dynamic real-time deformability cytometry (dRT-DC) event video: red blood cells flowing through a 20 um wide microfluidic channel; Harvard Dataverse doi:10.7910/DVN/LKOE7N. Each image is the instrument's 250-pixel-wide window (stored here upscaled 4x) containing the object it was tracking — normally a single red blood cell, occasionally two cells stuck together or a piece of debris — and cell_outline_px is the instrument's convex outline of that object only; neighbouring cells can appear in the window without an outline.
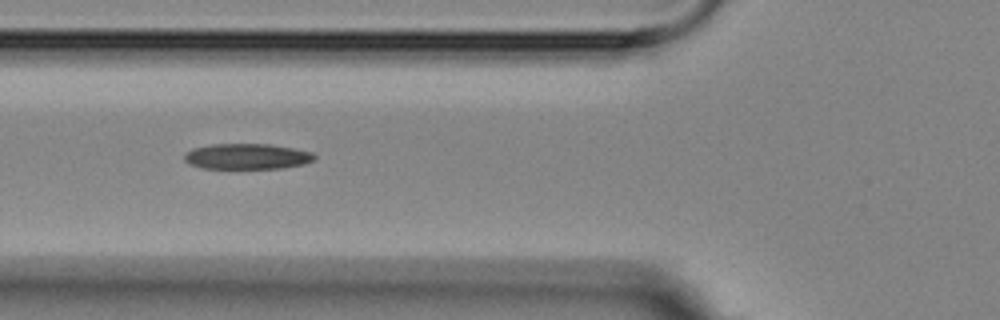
{"species": "Egyptian fruit bat (a non-hibernating species)", "species_latin": "Rousettus aegyptiacus", "temperature_condition": "room temperature", "stored_images_in_passage": 11, "camera_frame_rate_fps": 3000, "um_per_image_px": 0.085, "animal": {"sex": "female"}, "frame": {"image": 1, "passage_image": 2, "time_ms": 1.0, "image_size_px": [1000, 320], "cell_outline_px": [[316, 156], [312, 160], [304, 164], [280, 168], [204, 168], [192, 164], [184, 160], [184, 152], [192, 148], [212, 144], [268, 144], [292, 148], [312, 152]], "centroid_in_image_um": [20.97, 13.29], "position_along_channel_um": 104.8, "area_um2": 19.25}}
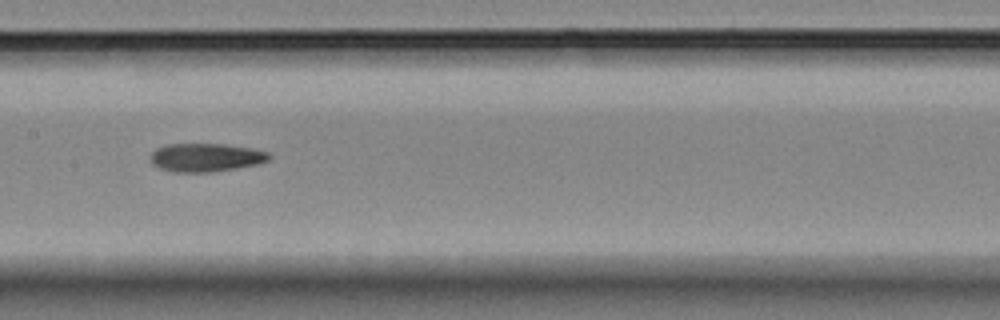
{"frame": {"image": 2, "passage_image": 4, "time_ms": 3.333, "image_size_px": [1000, 320], "cell_outline_px": [[272, 156], [268, 160], [260, 164], [212, 172], [172, 172], [160, 168], [152, 164], [148, 156], [156, 148], [168, 144], [224, 144], [248, 148], [268, 152]], "centroid_in_image_um": [17.46, 13.39], "position_along_channel_um": 189.9, "area_um2": 19.71}}
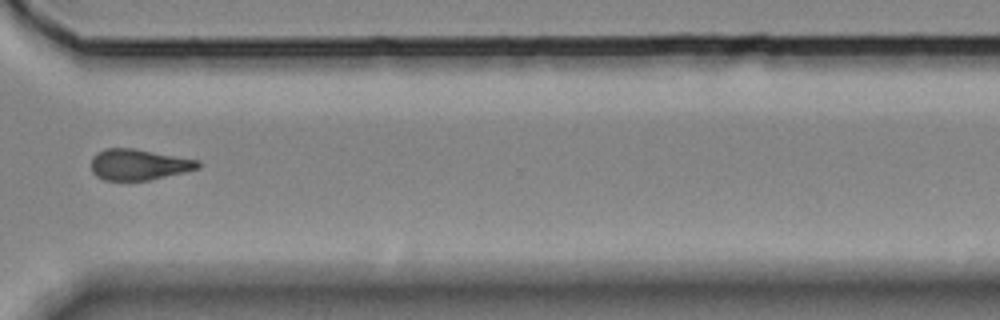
{"frame": {"image": 3, "passage_image": 8, "time_ms": 8.0, "image_size_px": [1000, 320], "cell_outline_px": [[200, 168], [184, 172], [148, 180], [104, 180], [96, 176], [92, 172], [92, 156], [96, 152], [104, 148], [132, 148], [200, 160]], "centroid_in_image_um": [11.77, 13.98], "position_along_channel_um": 358.8, "area_um2": 19.25}, "authors_computed_cell_mechanics": {"area_um2": 19.4786, "velocity_mm_per_s": 3.6336, "shape_relaxation_time_tau1_ms": 4.2859, "shape_relaxation_time_tau2_ms": null, "deformation_change_tau1": 0.1352, "deformation_change_tau2": null}}